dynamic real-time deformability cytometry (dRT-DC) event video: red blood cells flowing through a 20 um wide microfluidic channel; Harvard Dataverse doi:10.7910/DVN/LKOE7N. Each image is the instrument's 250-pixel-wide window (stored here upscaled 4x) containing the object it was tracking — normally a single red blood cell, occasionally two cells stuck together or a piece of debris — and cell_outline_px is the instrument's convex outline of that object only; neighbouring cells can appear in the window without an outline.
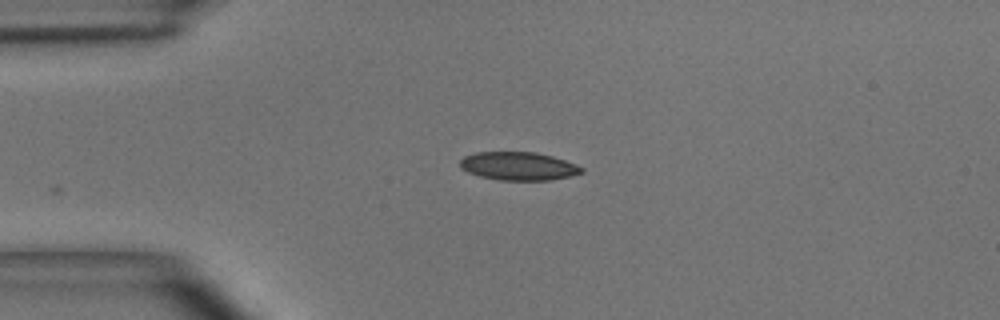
{"species": "common noctule bat (a hibernating species)", "species_latin": "Nyctalus noctula", "temperature_condition": "room temperature", "stored_images_in_passage": 23, "camera_frame_rate_fps": 3000, "um_per_image_px": 0.085, "animal": {"sex": "male", "body_mass_g": 15.6}, "frame": {"image": 1, "passage_image": 1, "time_ms": 0.0, "image_size_px": [1000, 320], "cell_outline_px": [[584, 172], [568, 176], [548, 180], [500, 180], [480, 176], [468, 172], [460, 168], [460, 160], [464, 156], [476, 152], [536, 152], [552, 156], [576, 164], [584, 168]], "centroid_in_image_um": [44.05, 14.11], "position_along_channel_um": 40.9, "area_um2": 19.94}}
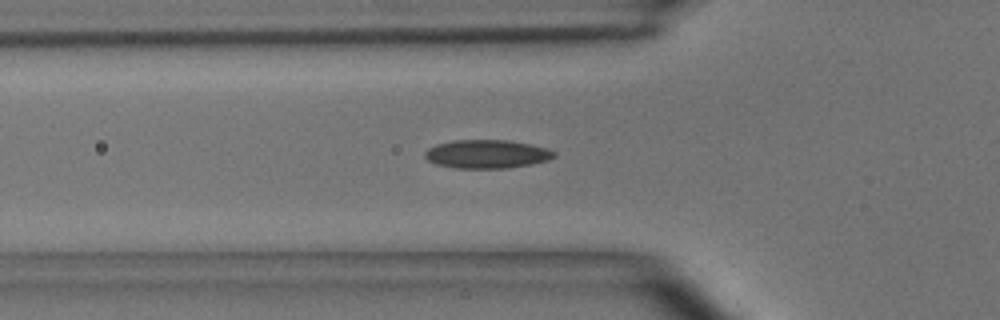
{"frame": {"image": 2, "passage_image": 6, "time_ms": 1.667, "image_size_px": [1000, 320], "cell_outline_px": [[556, 156], [548, 160], [532, 164], [508, 168], [456, 168], [436, 164], [428, 160], [424, 156], [424, 152], [428, 148], [436, 144], [452, 140], [508, 140], [548, 148], [556, 152]], "centroid_in_image_um": [41.38, 13.09], "position_along_channel_um": 84.4, "area_um2": 21.56}}
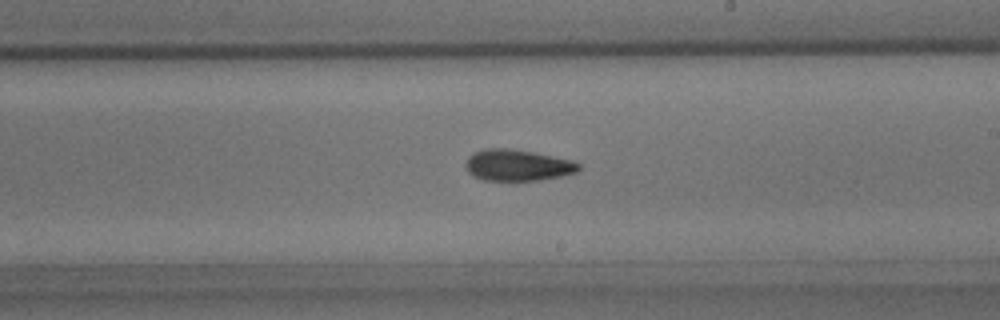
{"frame": {"image": 3, "passage_image": 18, "time_ms": 5.667, "image_size_px": [1000, 320], "cell_outline_px": [[580, 168], [576, 172], [560, 176], [540, 180], [512, 184], [484, 180], [472, 176], [468, 172], [464, 164], [468, 156], [484, 148], [508, 148], [532, 152], [572, 160], [580, 164]], "centroid_in_image_um": [43.94, 14.09], "position_along_channel_um": 245.1, "area_um2": 21.39}}